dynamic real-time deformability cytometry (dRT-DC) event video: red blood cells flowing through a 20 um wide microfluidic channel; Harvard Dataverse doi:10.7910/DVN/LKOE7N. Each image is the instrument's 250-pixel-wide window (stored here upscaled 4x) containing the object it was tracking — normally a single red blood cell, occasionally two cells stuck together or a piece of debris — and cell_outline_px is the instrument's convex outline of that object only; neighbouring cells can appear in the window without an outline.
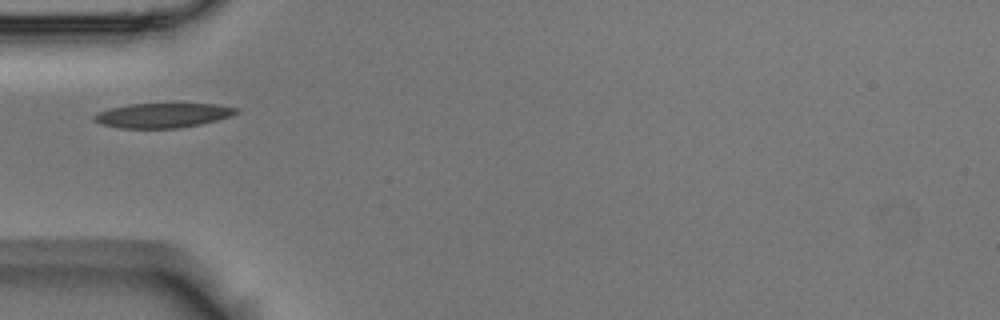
{"species": "Egyptian fruit bat (a non-hibernating species)", "species_latin": "Rousettus aegyptiacus", "temperature_condition": "room temperature", "stored_images_in_passage": 1, "camera_frame_rate_fps": 3000, "um_per_image_px": 0.085, "animal": {"sex": "male"}, "frame": {"image": 1, "passage_image": 1, "time_ms": 0.0, "image_size_px": [1000, 320], "cell_outline_px": [[240, 112], [232, 116], [200, 124], [180, 128], [120, 128], [100, 124], [92, 120], [92, 116], [96, 112], [128, 104], [216, 104], [240, 108]], "centroid_in_image_um": [13.83, 9.81], "position_along_channel_um": 71.2, "area_um2": 20.52}}